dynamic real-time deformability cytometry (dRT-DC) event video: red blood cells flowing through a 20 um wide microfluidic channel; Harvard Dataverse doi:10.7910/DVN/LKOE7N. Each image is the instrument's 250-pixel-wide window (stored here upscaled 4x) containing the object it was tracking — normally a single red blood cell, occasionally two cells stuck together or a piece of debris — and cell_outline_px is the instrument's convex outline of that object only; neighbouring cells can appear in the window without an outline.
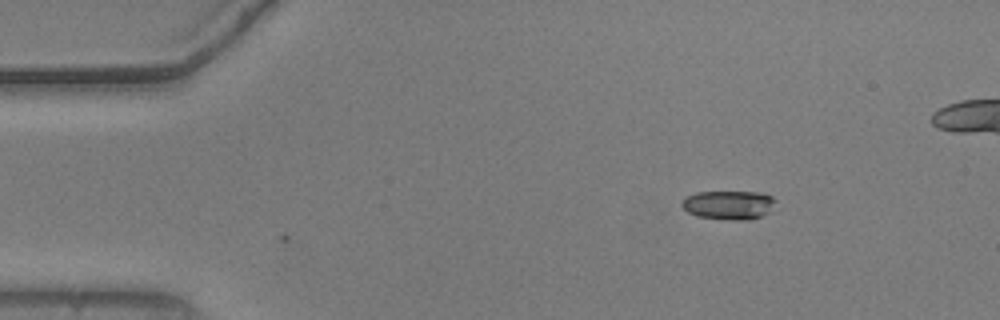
{"species": "common noctule bat (a hibernating species)", "species_latin": "Nyctalus noctula", "temperature_condition": "warm", "stored_images_in_passage": 2, "camera_frame_rate_fps": 3000, "um_per_image_px": 0.085, "animal": {"sex": "male", "body_mass_g": 20.5, "forearm_length_mm": 52.5}, "frame": {"image": 1, "passage_image": 2, "time_ms": 0.333, "image_size_px": [1000, 320], "cell_outline_px": [[776, 200], [768, 212], [752, 220], [732, 220], [696, 216], [688, 212], [680, 204], [680, 200], [696, 192], [760, 192], [772, 196]], "centroid_in_image_um": [61.92, 17.42], "position_along_channel_um": 23.1, "area_um2": 15.78}}